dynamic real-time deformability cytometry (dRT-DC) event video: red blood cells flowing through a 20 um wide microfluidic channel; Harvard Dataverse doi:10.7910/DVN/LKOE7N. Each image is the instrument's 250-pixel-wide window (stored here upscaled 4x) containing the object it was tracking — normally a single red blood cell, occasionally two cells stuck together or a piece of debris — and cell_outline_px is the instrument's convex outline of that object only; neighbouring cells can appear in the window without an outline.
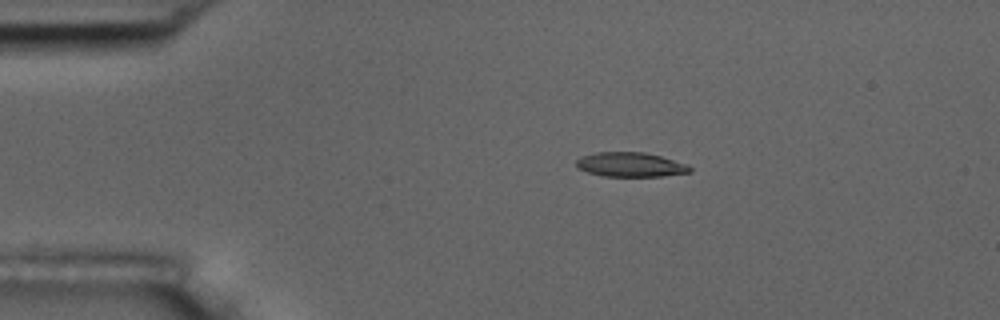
{"species": "common noctule bat (a hibernating species)", "species_latin": "Nyctalus noctula", "temperature_condition": "room temperature", "stored_images_in_passage": 5, "camera_frame_rate_fps": 3000, "um_per_image_px": 0.085, "animal": {"sex": "male", "body_mass_g": 17.5, "forearm_length_mm": 52.3}, "frame": {"image": 1, "passage_image": 3, "time_ms": 2.333, "image_size_px": [1000, 320], "cell_outline_px": [[692, 172], [660, 176], [604, 176], [588, 172], [580, 168], [576, 164], [576, 160], [580, 156], [596, 152], [644, 152], [660, 156], [688, 164], [692, 168]], "centroid_in_image_um": [53.61, 13.98], "position_along_channel_um": 31.4, "area_um2": 16.13}}
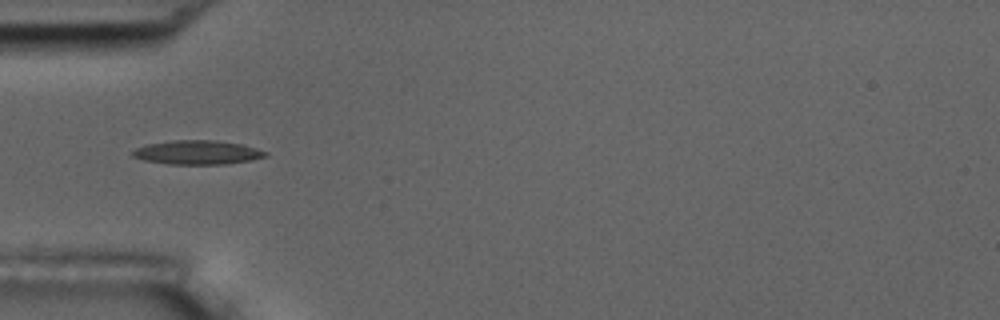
{"frame": {"image": 2, "passage_image": 5, "time_ms": 4.667, "image_size_px": [1000, 320], "cell_outline_px": [[268, 156], [252, 160], [228, 164], [168, 164], [144, 160], [132, 156], [132, 152], [136, 148], [148, 144], [172, 140], [216, 140], [244, 144], [268, 152]], "centroid_in_image_um": [16.83, 12.95], "position_along_channel_um": 68.2, "area_um2": 18.73}}